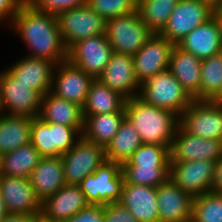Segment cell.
Returning a JSON list of instances; mask_svg holds the SVG:
<instances>
[{"instance_id": "1", "label": "cell", "mask_w": 222, "mask_h": 222, "mask_svg": "<svg viewBox=\"0 0 222 222\" xmlns=\"http://www.w3.org/2000/svg\"><path fill=\"white\" fill-rule=\"evenodd\" d=\"M10 23L31 49L29 57L47 59L56 65L67 60L55 14L40 11L26 0Z\"/></svg>"}, {"instance_id": "2", "label": "cell", "mask_w": 222, "mask_h": 222, "mask_svg": "<svg viewBox=\"0 0 222 222\" xmlns=\"http://www.w3.org/2000/svg\"><path fill=\"white\" fill-rule=\"evenodd\" d=\"M124 109L142 143L171 148L179 125V117L175 113L147 104L138 96L127 99Z\"/></svg>"}, {"instance_id": "3", "label": "cell", "mask_w": 222, "mask_h": 222, "mask_svg": "<svg viewBox=\"0 0 222 222\" xmlns=\"http://www.w3.org/2000/svg\"><path fill=\"white\" fill-rule=\"evenodd\" d=\"M139 91L138 97L145 103L172 111L178 117L194 101L168 69L147 79Z\"/></svg>"}, {"instance_id": "4", "label": "cell", "mask_w": 222, "mask_h": 222, "mask_svg": "<svg viewBox=\"0 0 222 222\" xmlns=\"http://www.w3.org/2000/svg\"><path fill=\"white\" fill-rule=\"evenodd\" d=\"M105 34L113 52L133 56L154 33L142 21L138 11H135L107 20Z\"/></svg>"}, {"instance_id": "5", "label": "cell", "mask_w": 222, "mask_h": 222, "mask_svg": "<svg viewBox=\"0 0 222 222\" xmlns=\"http://www.w3.org/2000/svg\"><path fill=\"white\" fill-rule=\"evenodd\" d=\"M124 176L121 164L106 160L94 173L79 184L86 201L91 205L119 202Z\"/></svg>"}, {"instance_id": "6", "label": "cell", "mask_w": 222, "mask_h": 222, "mask_svg": "<svg viewBox=\"0 0 222 222\" xmlns=\"http://www.w3.org/2000/svg\"><path fill=\"white\" fill-rule=\"evenodd\" d=\"M30 143L41 157H61L82 137L75 128L32 118ZM77 138V139H76Z\"/></svg>"}, {"instance_id": "7", "label": "cell", "mask_w": 222, "mask_h": 222, "mask_svg": "<svg viewBox=\"0 0 222 222\" xmlns=\"http://www.w3.org/2000/svg\"><path fill=\"white\" fill-rule=\"evenodd\" d=\"M56 17L67 50L78 41L105 34V19L87 4L59 12Z\"/></svg>"}, {"instance_id": "8", "label": "cell", "mask_w": 222, "mask_h": 222, "mask_svg": "<svg viewBox=\"0 0 222 222\" xmlns=\"http://www.w3.org/2000/svg\"><path fill=\"white\" fill-rule=\"evenodd\" d=\"M215 7L201 0H179L166 26L159 33L177 45L196 27L214 16Z\"/></svg>"}, {"instance_id": "9", "label": "cell", "mask_w": 222, "mask_h": 222, "mask_svg": "<svg viewBox=\"0 0 222 222\" xmlns=\"http://www.w3.org/2000/svg\"><path fill=\"white\" fill-rule=\"evenodd\" d=\"M61 158L64 180L68 185H79L87 175L94 173L106 161L104 147L83 137Z\"/></svg>"}, {"instance_id": "10", "label": "cell", "mask_w": 222, "mask_h": 222, "mask_svg": "<svg viewBox=\"0 0 222 222\" xmlns=\"http://www.w3.org/2000/svg\"><path fill=\"white\" fill-rule=\"evenodd\" d=\"M179 125L203 139L222 140V104L194 100L179 117Z\"/></svg>"}, {"instance_id": "11", "label": "cell", "mask_w": 222, "mask_h": 222, "mask_svg": "<svg viewBox=\"0 0 222 222\" xmlns=\"http://www.w3.org/2000/svg\"><path fill=\"white\" fill-rule=\"evenodd\" d=\"M42 96L19 82L7 69L0 71V107L7 115L38 117ZM7 107V108H6Z\"/></svg>"}, {"instance_id": "12", "label": "cell", "mask_w": 222, "mask_h": 222, "mask_svg": "<svg viewBox=\"0 0 222 222\" xmlns=\"http://www.w3.org/2000/svg\"><path fill=\"white\" fill-rule=\"evenodd\" d=\"M113 53L106 34L86 38L67 50V61L97 79Z\"/></svg>"}, {"instance_id": "13", "label": "cell", "mask_w": 222, "mask_h": 222, "mask_svg": "<svg viewBox=\"0 0 222 222\" xmlns=\"http://www.w3.org/2000/svg\"><path fill=\"white\" fill-rule=\"evenodd\" d=\"M215 164L209 160L174 162L170 159L169 178L194 198L212 192Z\"/></svg>"}, {"instance_id": "14", "label": "cell", "mask_w": 222, "mask_h": 222, "mask_svg": "<svg viewBox=\"0 0 222 222\" xmlns=\"http://www.w3.org/2000/svg\"><path fill=\"white\" fill-rule=\"evenodd\" d=\"M222 156V140L203 139L186 132L178 125L170 148L174 162L209 160L217 162Z\"/></svg>"}, {"instance_id": "15", "label": "cell", "mask_w": 222, "mask_h": 222, "mask_svg": "<svg viewBox=\"0 0 222 222\" xmlns=\"http://www.w3.org/2000/svg\"><path fill=\"white\" fill-rule=\"evenodd\" d=\"M0 193L9 214L40 218L42 202L36 196L29 178L2 175Z\"/></svg>"}, {"instance_id": "16", "label": "cell", "mask_w": 222, "mask_h": 222, "mask_svg": "<svg viewBox=\"0 0 222 222\" xmlns=\"http://www.w3.org/2000/svg\"><path fill=\"white\" fill-rule=\"evenodd\" d=\"M174 46L173 43L160 34L154 33L141 49L132 56L135 74L140 84L168 69Z\"/></svg>"}, {"instance_id": "17", "label": "cell", "mask_w": 222, "mask_h": 222, "mask_svg": "<svg viewBox=\"0 0 222 222\" xmlns=\"http://www.w3.org/2000/svg\"><path fill=\"white\" fill-rule=\"evenodd\" d=\"M59 67V69L56 68ZM55 66L50 93L83 107L90 85L94 78L67 60ZM55 80V81H54ZM54 82V83H53Z\"/></svg>"}, {"instance_id": "18", "label": "cell", "mask_w": 222, "mask_h": 222, "mask_svg": "<svg viewBox=\"0 0 222 222\" xmlns=\"http://www.w3.org/2000/svg\"><path fill=\"white\" fill-rule=\"evenodd\" d=\"M97 79L126 100L139 95L138 89L140 90L141 84L136 77L131 55L113 52L110 61Z\"/></svg>"}, {"instance_id": "19", "label": "cell", "mask_w": 222, "mask_h": 222, "mask_svg": "<svg viewBox=\"0 0 222 222\" xmlns=\"http://www.w3.org/2000/svg\"><path fill=\"white\" fill-rule=\"evenodd\" d=\"M193 199L168 178L157 187L158 222H191Z\"/></svg>"}, {"instance_id": "20", "label": "cell", "mask_w": 222, "mask_h": 222, "mask_svg": "<svg viewBox=\"0 0 222 222\" xmlns=\"http://www.w3.org/2000/svg\"><path fill=\"white\" fill-rule=\"evenodd\" d=\"M88 205L79 185L66 184L42 201L40 219L44 222H64Z\"/></svg>"}, {"instance_id": "21", "label": "cell", "mask_w": 222, "mask_h": 222, "mask_svg": "<svg viewBox=\"0 0 222 222\" xmlns=\"http://www.w3.org/2000/svg\"><path fill=\"white\" fill-rule=\"evenodd\" d=\"M55 66L56 64L50 60L27 56L7 70L19 82L44 96L51 91Z\"/></svg>"}, {"instance_id": "22", "label": "cell", "mask_w": 222, "mask_h": 222, "mask_svg": "<svg viewBox=\"0 0 222 222\" xmlns=\"http://www.w3.org/2000/svg\"><path fill=\"white\" fill-rule=\"evenodd\" d=\"M177 46L201 60L221 53L222 41L218 21L213 16L187 34Z\"/></svg>"}, {"instance_id": "23", "label": "cell", "mask_w": 222, "mask_h": 222, "mask_svg": "<svg viewBox=\"0 0 222 222\" xmlns=\"http://www.w3.org/2000/svg\"><path fill=\"white\" fill-rule=\"evenodd\" d=\"M119 203L139 222H158L156 187L123 183Z\"/></svg>"}, {"instance_id": "24", "label": "cell", "mask_w": 222, "mask_h": 222, "mask_svg": "<svg viewBox=\"0 0 222 222\" xmlns=\"http://www.w3.org/2000/svg\"><path fill=\"white\" fill-rule=\"evenodd\" d=\"M202 60L186 52L177 45L173 47L168 70L179 81L188 94L200 101Z\"/></svg>"}, {"instance_id": "25", "label": "cell", "mask_w": 222, "mask_h": 222, "mask_svg": "<svg viewBox=\"0 0 222 222\" xmlns=\"http://www.w3.org/2000/svg\"><path fill=\"white\" fill-rule=\"evenodd\" d=\"M29 181L41 202L66 185L61 157H41Z\"/></svg>"}, {"instance_id": "26", "label": "cell", "mask_w": 222, "mask_h": 222, "mask_svg": "<svg viewBox=\"0 0 222 222\" xmlns=\"http://www.w3.org/2000/svg\"><path fill=\"white\" fill-rule=\"evenodd\" d=\"M38 117L45 122L75 127L81 134L83 132L84 117L82 107L58 98L50 92L41 98Z\"/></svg>"}, {"instance_id": "27", "label": "cell", "mask_w": 222, "mask_h": 222, "mask_svg": "<svg viewBox=\"0 0 222 222\" xmlns=\"http://www.w3.org/2000/svg\"><path fill=\"white\" fill-rule=\"evenodd\" d=\"M125 102L126 99L119 93L112 91L100 80L94 79L82 107V113L83 115L125 113Z\"/></svg>"}, {"instance_id": "28", "label": "cell", "mask_w": 222, "mask_h": 222, "mask_svg": "<svg viewBox=\"0 0 222 222\" xmlns=\"http://www.w3.org/2000/svg\"><path fill=\"white\" fill-rule=\"evenodd\" d=\"M84 128L82 137L104 148L113 139L126 117L125 113H106L83 115Z\"/></svg>"}, {"instance_id": "29", "label": "cell", "mask_w": 222, "mask_h": 222, "mask_svg": "<svg viewBox=\"0 0 222 222\" xmlns=\"http://www.w3.org/2000/svg\"><path fill=\"white\" fill-rule=\"evenodd\" d=\"M0 114V154H5L29 144L31 121L27 116Z\"/></svg>"}, {"instance_id": "30", "label": "cell", "mask_w": 222, "mask_h": 222, "mask_svg": "<svg viewBox=\"0 0 222 222\" xmlns=\"http://www.w3.org/2000/svg\"><path fill=\"white\" fill-rule=\"evenodd\" d=\"M142 144L135 126L125 117L113 139L104 148L106 160L122 165Z\"/></svg>"}, {"instance_id": "31", "label": "cell", "mask_w": 222, "mask_h": 222, "mask_svg": "<svg viewBox=\"0 0 222 222\" xmlns=\"http://www.w3.org/2000/svg\"><path fill=\"white\" fill-rule=\"evenodd\" d=\"M40 159L39 151L31 143L23 145L2 154V175L29 178Z\"/></svg>"}, {"instance_id": "32", "label": "cell", "mask_w": 222, "mask_h": 222, "mask_svg": "<svg viewBox=\"0 0 222 222\" xmlns=\"http://www.w3.org/2000/svg\"><path fill=\"white\" fill-rule=\"evenodd\" d=\"M179 0H138L137 11L145 25L155 34L166 26Z\"/></svg>"}, {"instance_id": "33", "label": "cell", "mask_w": 222, "mask_h": 222, "mask_svg": "<svg viewBox=\"0 0 222 222\" xmlns=\"http://www.w3.org/2000/svg\"><path fill=\"white\" fill-rule=\"evenodd\" d=\"M222 90V52L203 59L201 64L200 101H214Z\"/></svg>"}, {"instance_id": "34", "label": "cell", "mask_w": 222, "mask_h": 222, "mask_svg": "<svg viewBox=\"0 0 222 222\" xmlns=\"http://www.w3.org/2000/svg\"><path fill=\"white\" fill-rule=\"evenodd\" d=\"M121 167L170 168V149L143 143Z\"/></svg>"}, {"instance_id": "35", "label": "cell", "mask_w": 222, "mask_h": 222, "mask_svg": "<svg viewBox=\"0 0 222 222\" xmlns=\"http://www.w3.org/2000/svg\"><path fill=\"white\" fill-rule=\"evenodd\" d=\"M191 222H222V194L209 192L194 197Z\"/></svg>"}, {"instance_id": "36", "label": "cell", "mask_w": 222, "mask_h": 222, "mask_svg": "<svg viewBox=\"0 0 222 222\" xmlns=\"http://www.w3.org/2000/svg\"><path fill=\"white\" fill-rule=\"evenodd\" d=\"M124 182L129 184L158 187L170 175V168L121 167Z\"/></svg>"}, {"instance_id": "37", "label": "cell", "mask_w": 222, "mask_h": 222, "mask_svg": "<svg viewBox=\"0 0 222 222\" xmlns=\"http://www.w3.org/2000/svg\"><path fill=\"white\" fill-rule=\"evenodd\" d=\"M138 0H87V5L105 21L137 11Z\"/></svg>"}, {"instance_id": "38", "label": "cell", "mask_w": 222, "mask_h": 222, "mask_svg": "<svg viewBox=\"0 0 222 222\" xmlns=\"http://www.w3.org/2000/svg\"><path fill=\"white\" fill-rule=\"evenodd\" d=\"M27 1L38 10L55 15H57L59 12L87 4V0H27Z\"/></svg>"}, {"instance_id": "39", "label": "cell", "mask_w": 222, "mask_h": 222, "mask_svg": "<svg viewBox=\"0 0 222 222\" xmlns=\"http://www.w3.org/2000/svg\"><path fill=\"white\" fill-rule=\"evenodd\" d=\"M104 222H139L132 213L119 202L104 205Z\"/></svg>"}, {"instance_id": "40", "label": "cell", "mask_w": 222, "mask_h": 222, "mask_svg": "<svg viewBox=\"0 0 222 222\" xmlns=\"http://www.w3.org/2000/svg\"><path fill=\"white\" fill-rule=\"evenodd\" d=\"M103 208L104 205L89 204L64 222H104Z\"/></svg>"}, {"instance_id": "41", "label": "cell", "mask_w": 222, "mask_h": 222, "mask_svg": "<svg viewBox=\"0 0 222 222\" xmlns=\"http://www.w3.org/2000/svg\"><path fill=\"white\" fill-rule=\"evenodd\" d=\"M25 1L26 0H0V21L7 17H10L9 20H13Z\"/></svg>"}, {"instance_id": "42", "label": "cell", "mask_w": 222, "mask_h": 222, "mask_svg": "<svg viewBox=\"0 0 222 222\" xmlns=\"http://www.w3.org/2000/svg\"><path fill=\"white\" fill-rule=\"evenodd\" d=\"M212 192L222 194V156L215 164Z\"/></svg>"}, {"instance_id": "43", "label": "cell", "mask_w": 222, "mask_h": 222, "mask_svg": "<svg viewBox=\"0 0 222 222\" xmlns=\"http://www.w3.org/2000/svg\"><path fill=\"white\" fill-rule=\"evenodd\" d=\"M38 219L27 215L8 214L1 222H37Z\"/></svg>"}, {"instance_id": "44", "label": "cell", "mask_w": 222, "mask_h": 222, "mask_svg": "<svg viewBox=\"0 0 222 222\" xmlns=\"http://www.w3.org/2000/svg\"><path fill=\"white\" fill-rule=\"evenodd\" d=\"M214 17L218 21V24H219V27H220L221 41H222V5L215 8Z\"/></svg>"}, {"instance_id": "45", "label": "cell", "mask_w": 222, "mask_h": 222, "mask_svg": "<svg viewBox=\"0 0 222 222\" xmlns=\"http://www.w3.org/2000/svg\"><path fill=\"white\" fill-rule=\"evenodd\" d=\"M9 213L6 210L4 199L0 193V222L8 215Z\"/></svg>"}, {"instance_id": "46", "label": "cell", "mask_w": 222, "mask_h": 222, "mask_svg": "<svg viewBox=\"0 0 222 222\" xmlns=\"http://www.w3.org/2000/svg\"><path fill=\"white\" fill-rule=\"evenodd\" d=\"M210 3L213 5L215 8L219 7L222 5V0H201Z\"/></svg>"}, {"instance_id": "47", "label": "cell", "mask_w": 222, "mask_h": 222, "mask_svg": "<svg viewBox=\"0 0 222 222\" xmlns=\"http://www.w3.org/2000/svg\"><path fill=\"white\" fill-rule=\"evenodd\" d=\"M214 102L222 104V90L220 92V95L214 100Z\"/></svg>"}, {"instance_id": "48", "label": "cell", "mask_w": 222, "mask_h": 222, "mask_svg": "<svg viewBox=\"0 0 222 222\" xmlns=\"http://www.w3.org/2000/svg\"><path fill=\"white\" fill-rule=\"evenodd\" d=\"M2 176V155L0 154V177Z\"/></svg>"}, {"instance_id": "49", "label": "cell", "mask_w": 222, "mask_h": 222, "mask_svg": "<svg viewBox=\"0 0 222 222\" xmlns=\"http://www.w3.org/2000/svg\"><path fill=\"white\" fill-rule=\"evenodd\" d=\"M37 222H44V221L39 218Z\"/></svg>"}]
</instances>
